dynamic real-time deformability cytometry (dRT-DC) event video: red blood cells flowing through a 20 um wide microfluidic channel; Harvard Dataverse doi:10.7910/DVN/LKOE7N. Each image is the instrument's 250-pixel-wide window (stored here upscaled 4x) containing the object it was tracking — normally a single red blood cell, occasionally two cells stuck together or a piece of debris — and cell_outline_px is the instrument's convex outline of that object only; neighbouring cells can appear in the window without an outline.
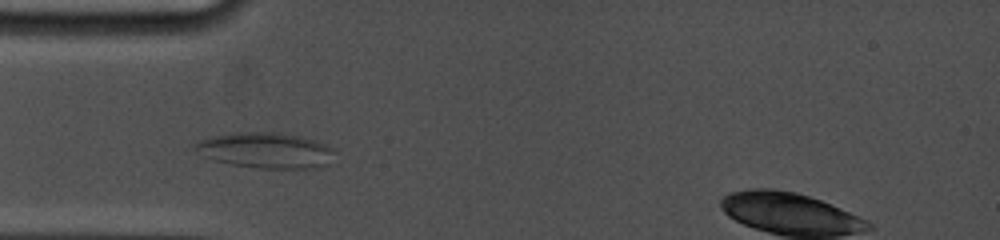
{"species": "common noctule bat (a hibernating species)", "species_latin": "Nyctalus noctula", "temperature_condition": "cold", "stored_images_in_passage": 33, "camera_frame_rate_fps": 5000, "um_per_image_px": 0.085, "animal": {"sex": "female", "body_mass_g": 19.0, "forearm_length_mm": 53.3}, "frame": {"image": 1, "passage_image": 4, "time_ms": 1.0, "image_size_px": [1000, 240], "cell_outline_px": [[332, 152], [324, 164], [320, 168], [260, 168], [232, 164], [216, 160], [204, 156], [196, 152], [192, 148], [192, 144], [200, 140], [216, 136], [236, 132], [280, 132], [304, 136], [316, 140], [332, 148]], "centroid_in_image_um": [22.53, 12.76], "position_along_channel_um": 62.5, "area_um2": 28.67}}
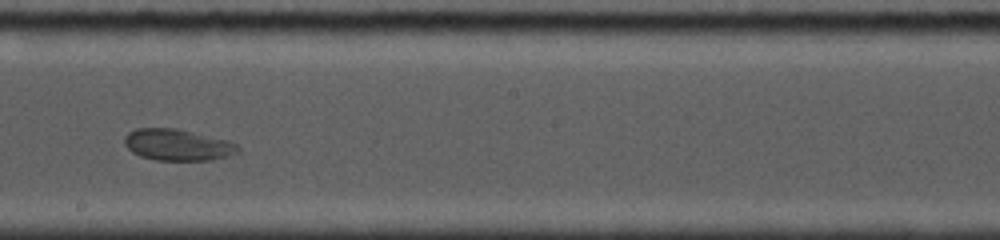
{"frame": {"image": 2, "passage_image": 20, "time_ms": 5.6, "image_size_px": [1000, 240], "cell_outline_px": [[240, 152], [212, 160], [156, 160], [140, 156], [132, 152], [124, 144], [124, 136], [128, 132], [136, 128], [176, 128], [224, 140], [236, 144], [240, 148]], "centroid_in_image_um": [15.04, 12.31], "position_along_channel_um": 233.2, "area_um2": 20.63}}
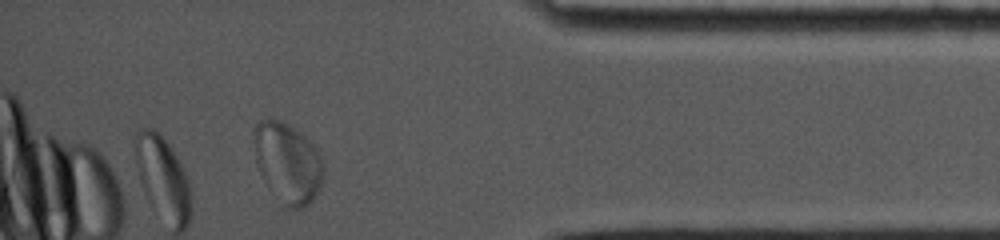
{"frame": {"image": 3, "passage_image": 33, "time_ms": 10.8, "image_size_px": [1000, 240], "cell_outline_px": [[324, 172], [320, 188], [312, 200], [304, 208], [280, 208], [264, 180], [260, 172], [256, 160], [252, 132], [256, 124], [260, 120], [280, 120], [288, 124], [300, 132], [316, 148], [324, 164]], "centroid_in_image_um": [24.44, 13.89], "position_along_channel_um": 410.8, "area_um2": 32.89}}